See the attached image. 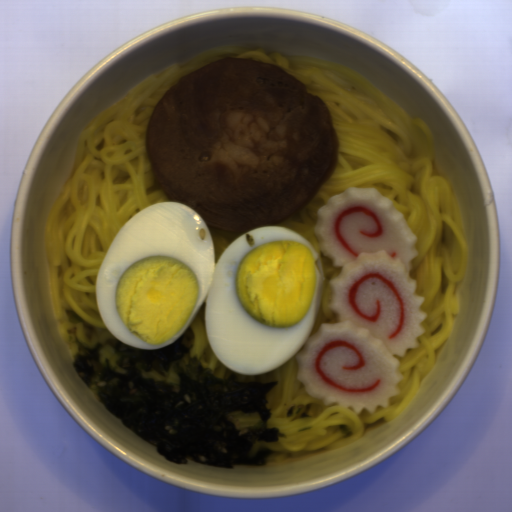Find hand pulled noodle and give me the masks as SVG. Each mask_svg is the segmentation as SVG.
<instances>
[{
    "label": "hand pulled noodle",
    "instance_id": "14784b9a",
    "mask_svg": "<svg viewBox=\"0 0 512 512\" xmlns=\"http://www.w3.org/2000/svg\"><path fill=\"white\" fill-rule=\"evenodd\" d=\"M228 57L262 59L280 65L305 84L307 91L327 106L338 137L339 151L332 175L309 204L277 223L309 242L319 255L324 273L320 306L308 336L322 324H335L339 314L329 305L330 280L342 267L325 257L314 233L318 211L335 194L350 187L375 188L403 213L417 237L418 255L408 278L416 280L414 294L423 296L418 310L425 333L418 347L407 349L396 371L404 377L399 395L388 407L373 413L363 408L312 398L299 381L294 355L274 370L258 374L259 381H277L266 394L276 426L286 437L278 442L255 441L250 453L268 447L266 462L312 456L322 449H339L364 435L367 424L392 422L419 394L422 380L434 368L436 350L451 338L460 313L464 276L470 264L471 244L461 203L448 179L434 175L436 157L433 130L421 118H412L362 73L340 63L313 56L266 54L236 46L207 48L149 76L96 113L76 139L75 156L66 180L50 206L44 223L45 272L52 315L71 361L78 345L66 329L76 326L81 342L90 348L100 342L99 360L109 358L115 371L126 373L115 360L119 354L106 344L114 336L104 324L96 300V276L108 248L133 216L147 206L169 202L156 181L145 141L154 109L163 95L193 69Z\"/></svg>",
    "mask_w": 512,
    "mask_h": 512
},
{
    "label": "hand pulled noodle",
    "instance_id": "772679e5",
    "mask_svg": "<svg viewBox=\"0 0 512 512\" xmlns=\"http://www.w3.org/2000/svg\"><path fill=\"white\" fill-rule=\"evenodd\" d=\"M207 296L208 293L206 294L201 305L199 306L198 310L196 311L193 318L188 324L191 327L195 336L194 346L190 350V357H194V355H197L198 359L200 360L204 368H206L216 376L224 377L228 368L213 352L207 338Z\"/></svg>",
    "mask_w": 512,
    "mask_h": 512
},
{
    "label": "hand pulled noodle",
    "instance_id": "2289bc40",
    "mask_svg": "<svg viewBox=\"0 0 512 512\" xmlns=\"http://www.w3.org/2000/svg\"><path fill=\"white\" fill-rule=\"evenodd\" d=\"M214 243L215 264L220 259L227 247L243 234L220 230L206 225Z\"/></svg>",
    "mask_w": 512,
    "mask_h": 512
},
{
    "label": "hand pulled noodle",
    "instance_id": "bd1af8b7",
    "mask_svg": "<svg viewBox=\"0 0 512 512\" xmlns=\"http://www.w3.org/2000/svg\"><path fill=\"white\" fill-rule=\"evenodd\" d=\"M175 364H176L175 361L170 364V370H169V372L167 371L165 373V375H160L153 368L150 371H145L142 368V364L140 362H136L135 366L141 370L142 376H145L148 378H153L156 381H165L167 383H172L175 386V389H174L175 393H179V391L181 389V386H180L181 377L174 372Z\"/></svg>",
    "mask_w": 512,
    "mask_h": 512
},
{
    "label": "hand pulled noodle",
    "instance_id": "8796e031",
    "mask_svg": "<svg viewBox=\"0 0 512 512\" xmlns=\"http://www.w3.org/2000/svg\"><path fill=\"white\" fill-rule=\"evenodd\" d=\"M227 418L240 431L239 435H242L247 433L249 426H253L259 420L260 415L257 412L243 413L238 410L227 414Z\"/></svg>",
    "mask_w": 512,
    "mask_h": 512
}]
</instances>
